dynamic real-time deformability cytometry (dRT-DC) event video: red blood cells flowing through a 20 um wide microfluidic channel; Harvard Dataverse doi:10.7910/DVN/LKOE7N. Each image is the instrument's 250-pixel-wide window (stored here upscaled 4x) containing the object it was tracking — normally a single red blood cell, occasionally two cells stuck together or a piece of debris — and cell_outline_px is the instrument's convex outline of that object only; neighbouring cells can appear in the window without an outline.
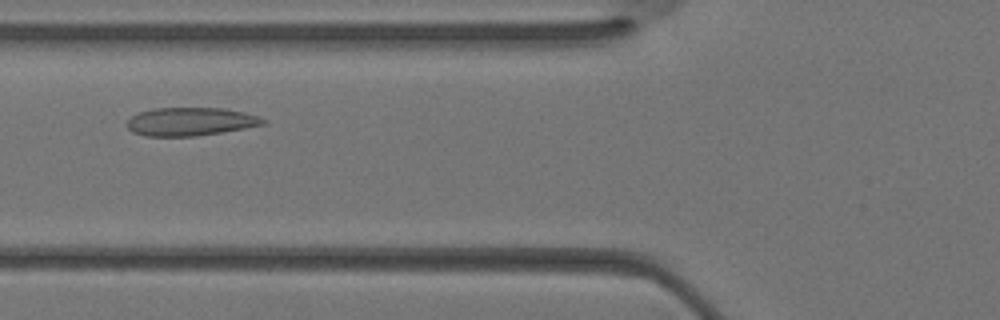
{"species": "Egyptian fruit bat (a non-hibernating species)", "species_latin": "Rousettus aegyptiacus", "temperature_condition": "warm", "stored_images_in_passage": 30, "camera_frame_rate_fps": 3000, "um_per_image_px": 0.085, "animal": {"sex": "female"}, "frame": {"image": 1, "passage_image": 8, "time_ms": 2.333, "image_size_px": [1000, 320], "cell_outline_px": [[268, 120], [264, 124], [244, 128], [196, 136], [144, 136], [132, 132], [124, 124], [132, 116], [140, 112], [152, 108], [224, 108], [244, 112]], "centroid_in_image_um": [16.14, 10.33], "position_along_channel_um": 109.7, "area_um2": 22.37}}
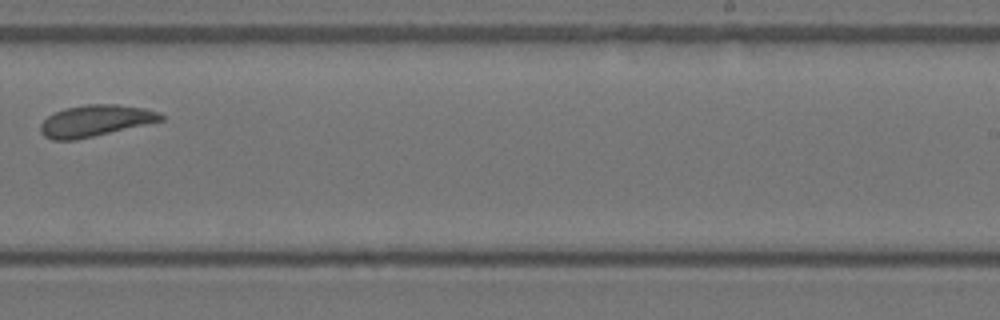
{"frame": {"image": 2, "passage_image": 17, "time_ms": 5.333, "image_size_px": [1000, 320], "cell_outline_px": [[164, 120], [76, 140], [52, 140], [44, 136], [40, 132], [40, 124], [48, 116], [64, 108], [84, 104], [116, 104], [144, 108], [160, 112], [164, 116]], "centroid_in_image_um": [8.09, 10.26], "position_along_channel_um": 280.9, "area_um2": 22.08}}
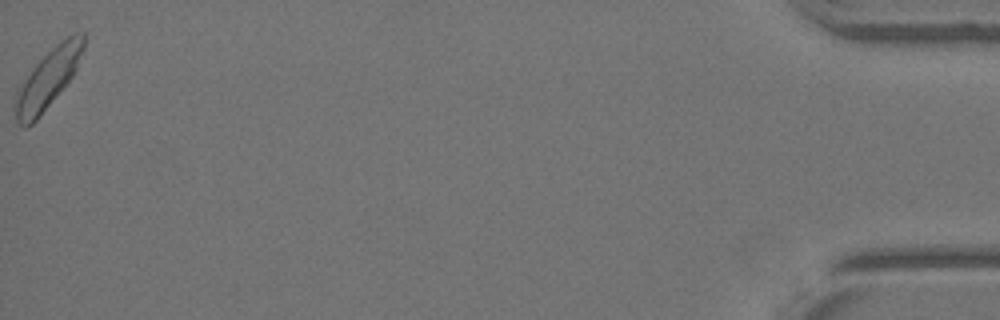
{"frame": {"image": 3, "passage_image": 30, "time_ms": 9.667, "image_size_px": [1000, 320], "cell_outline_px": [[84, 48], [76, 68], [72, 76], [40, 116], [32, 124], [24, 128], [16, 124], [12, 104], [16, 92], [24, 80], [36, 64], [60, 40], [68, 36], [84, 32]], "centroid_in_image_um": [4.01, 6.77], "position_along_channel_um": 431.2, "area_um2": 23.24}}